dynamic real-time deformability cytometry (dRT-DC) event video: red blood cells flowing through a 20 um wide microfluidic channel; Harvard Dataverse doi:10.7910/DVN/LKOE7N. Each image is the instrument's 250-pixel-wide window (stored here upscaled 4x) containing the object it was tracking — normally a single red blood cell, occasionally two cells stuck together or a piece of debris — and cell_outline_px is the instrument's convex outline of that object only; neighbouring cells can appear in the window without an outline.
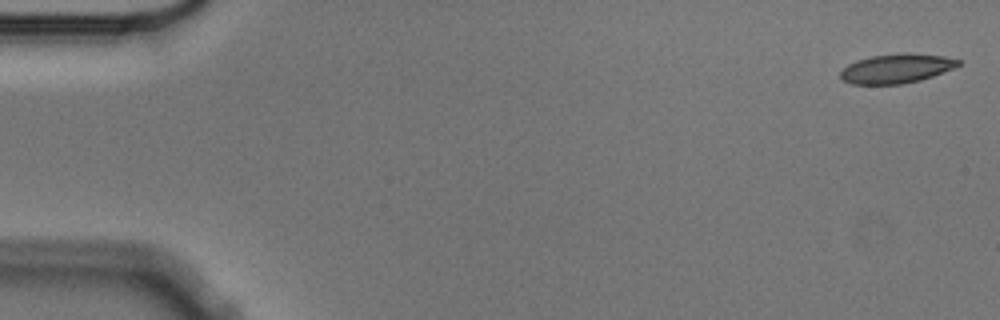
{"species": "Egyptian fruit bat (a non-hibernating species)", "species_latin": "Rousettus aegyptiacus", "temperature_condition": "cold", "stored_images_in_passage": 5, "camera_frame_rate_fps": 3000, "um_per_image_px": 0.085, "animal": {"sex": "male"}, "frame": {"image": 1, "passage_image": 1, "time_ms": 0.0, "image_size_px": [1000, 320], "cell_outline_px": [[960, 64], [952, 68], [932, 76], [920, 80], [904, 84], [852, 84], [844, 80], [840, 76], [840, 72], [848, 64], [856, 60], [872, 56], [904, 52], [912, 52], [944, 56], [960, 60]], "centroid_in_image_um": [76.19, 5.81], "position_along_channel_um": 8.8, "area_um2": 20.11}}
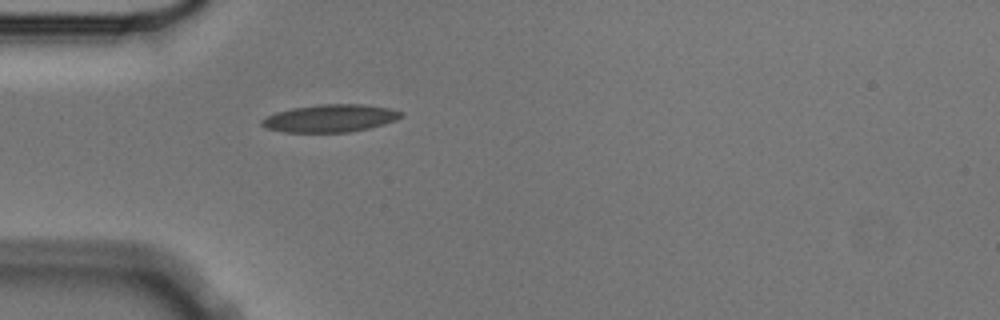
{"frame": {"image": 2, "passage_image": 5, "time_ms": 1.333, "image_size_px": [1000, 320], "cell_outline_px": [[404, 116], [396, 120], [384, 124], [368, 128], [348, 132], [284, 132], [264, 128], [260, 124], [260, 120], [276, 112], [292, 108], [320, 104], [364, 104], [388, 108], [404, 112]], "centroid_in_image_um": [28.07, 10.05], "position_along_channel_um": 56.9, "area_um2": 22.48}}